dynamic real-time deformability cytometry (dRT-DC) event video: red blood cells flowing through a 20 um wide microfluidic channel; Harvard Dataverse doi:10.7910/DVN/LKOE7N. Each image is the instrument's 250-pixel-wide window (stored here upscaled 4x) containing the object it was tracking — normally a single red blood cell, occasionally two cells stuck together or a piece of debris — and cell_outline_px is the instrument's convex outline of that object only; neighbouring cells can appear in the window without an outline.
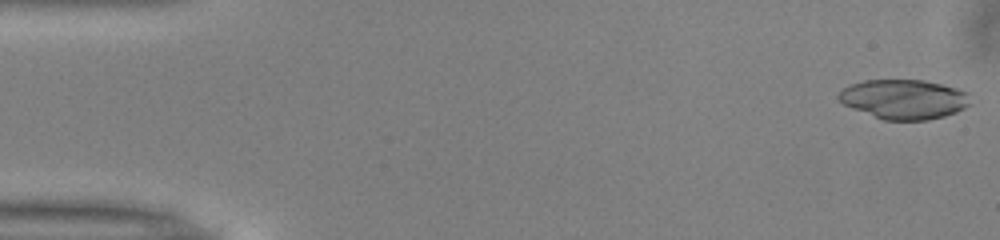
{"species": "common noctule bat (a hibernating species)", "species_latin": "Nyctalus noctula", "temperature_condition": "warm", "stored_images_in_passage": 50, "camera_frame_rate_fps": 3000, "um_per_image_px": 0.085, "animal": {"sex": "male", "body_mass_g": 13.0, "forearm_length_mm": 53.1}, "frame": {"image": 1, "passage_image": 1, "time_ms": 0.0, "image_size_px": [1000, 240], "cell_outline_px": [[972, 104], [956, 112], [944, 116], [928, 120], [884, 120], [852, 108], [844, 104], [836, 96], [848, 84], [864, 80], [924, 80], [956, 88], [968, 92]], "centroid_in_image_um": [76.85, 8.43], "position_along_channel_um": 8.2, "area_um2": 30.4}}